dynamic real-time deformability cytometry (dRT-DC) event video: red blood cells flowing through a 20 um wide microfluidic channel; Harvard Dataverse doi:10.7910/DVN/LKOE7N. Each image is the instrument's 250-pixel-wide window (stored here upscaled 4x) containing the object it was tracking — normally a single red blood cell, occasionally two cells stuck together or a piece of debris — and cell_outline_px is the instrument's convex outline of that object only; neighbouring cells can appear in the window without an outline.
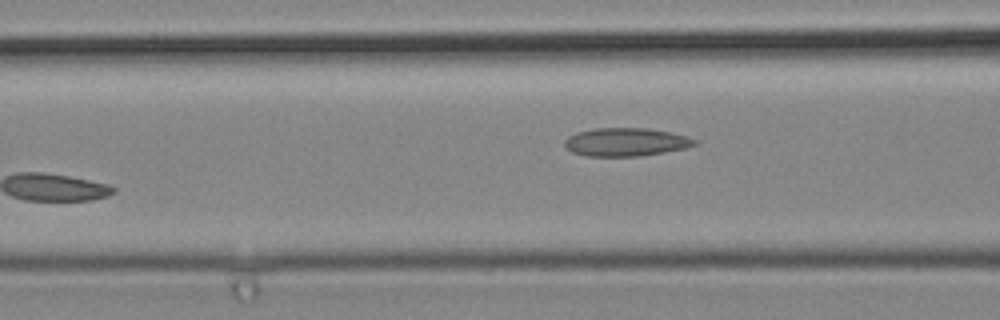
{"species": "common noctule bat (a hibernating species)", "species_latin": "Nyctalus noctula", "temperature_condition": "cold", "stored_images_in_passage": 3, "camera_frame_rate_fps": 3000, "um_per_image_px": 0.085, "animal": {"sex": "male", "body_mass_g": 19.2, "forearm_length_mm": 51.8}, "frame": {"image": 1, "passage_image": 3, "time_ms": 0.667, "image_size_px": [1000, 320], "cell_outline_px": [[696, 144], [684, 148], [664, 152], [640, 156], [588, 156], [572, 152], [564, 144], [564, 140], [568, 136], [576, 132], [596, 128], [648, 128], [672, 132], [688, 136], [696, 140]], "centroid_in_image_um": [53.19, 12.06], "position_along_channel_um": 113.4, "area_um2": 21.39}}